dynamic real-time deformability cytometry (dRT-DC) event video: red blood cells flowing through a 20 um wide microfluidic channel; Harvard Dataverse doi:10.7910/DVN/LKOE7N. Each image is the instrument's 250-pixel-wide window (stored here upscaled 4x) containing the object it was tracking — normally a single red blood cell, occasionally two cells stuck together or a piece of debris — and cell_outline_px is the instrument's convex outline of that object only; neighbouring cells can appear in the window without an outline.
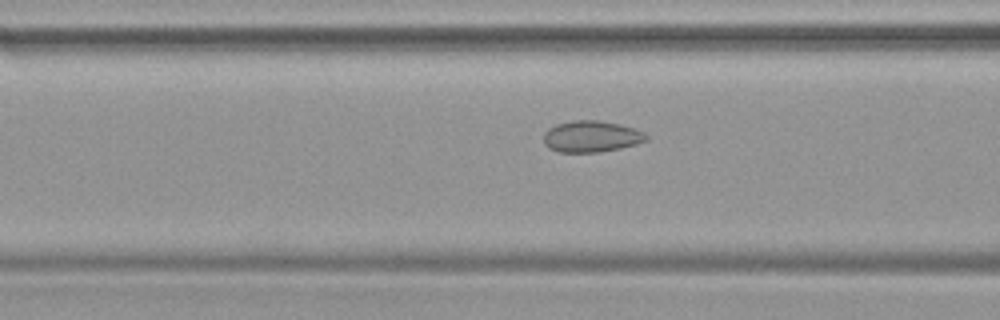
{"species": "common noctule bat (a hibernating species)", "species_latin": "Nyctalus noctula", "temperature_condition": "warm", "stored_images_in_passage": 32, "camera_frame_rate_fps": 3000, "um_per_image_px": 0.085, "animal": {"sex": "female", "body_mass_g": 19.9}, "frame": {"image": 1, "passage_image": 6, "time_ms": 1.667, "image_size_px": [1000, 320], "cell_outline_px": [[648, 140], [636, 144], [620, 148], [600, 152], [560, 152], [548, 148], [544, 144], [544, 132], [548, 128], [556, 124], [572, 120], [596, 120], [620, 124], [644, 132], [648, 136]], "centroid_in_image_um": [50.24, 11.6], "position_along_channel_um": 116.4, "area_um2": 18.84}}
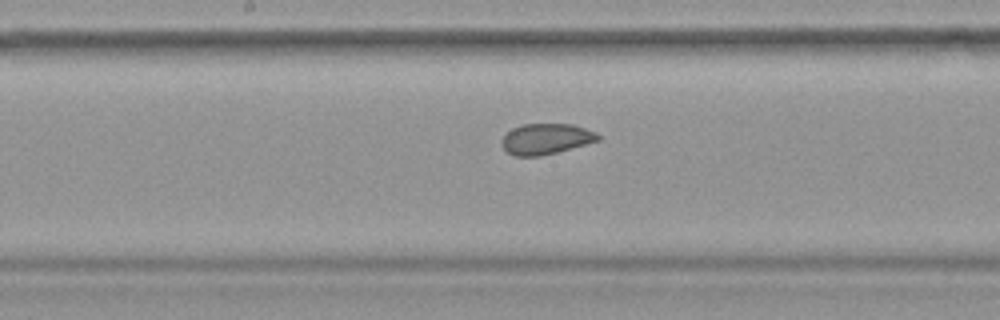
{"frame": {"image": 2, "passage_image": 12, "time_ms": 3.667, "image_size_px": [1000, 320], "cell_outline_px": [[600, 140], [556, 152], [540, 156], [512, 156], [500, 144], [500, 140], [512, 128], [524, 124], [572, 124], [596, 132], [600, 136]], "centroid_in_image_um": [46.38, 11.81], "position_along_channel_um": 201.8, "area_um2": 17.17}}
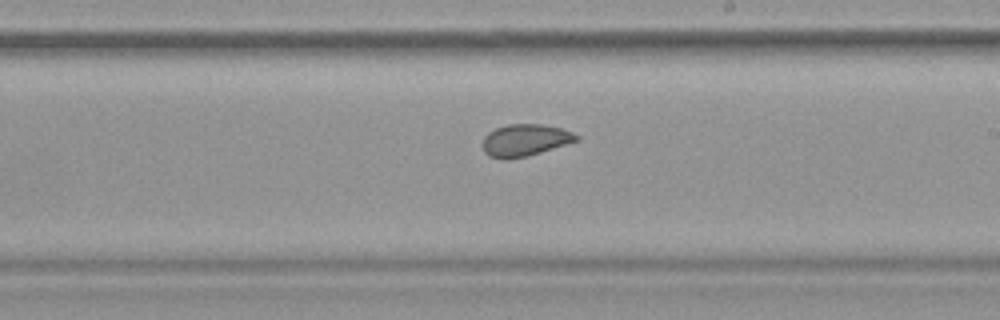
{"frame": {"image": 3, "passage_image": 15, "time_ms": 4.667, "image_size_px": [1000, 320], "cell_outline_px": [[580, 140], [540, 152], [508, 160], [504, 160], [488, 156], [484, 152], [484, 136], [488, 132], [496, 128], [508, 124], [544, 124], [560, 128], [572, 132], [580, 136]], "centroid_in_image_um": [44.63, 11.91], "position_along_channel_um": 244.4, "area_um2": 17.46}}